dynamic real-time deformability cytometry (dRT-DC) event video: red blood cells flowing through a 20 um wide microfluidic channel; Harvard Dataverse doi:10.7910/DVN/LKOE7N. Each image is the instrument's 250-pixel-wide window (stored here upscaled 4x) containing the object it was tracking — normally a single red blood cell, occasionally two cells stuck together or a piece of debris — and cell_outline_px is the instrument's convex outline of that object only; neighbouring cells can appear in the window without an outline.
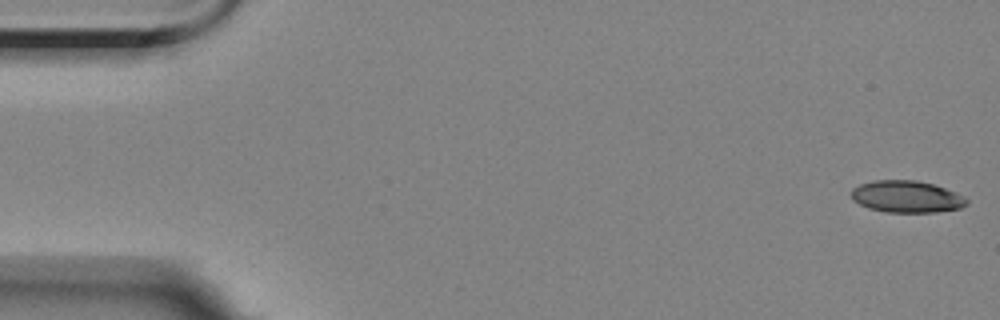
{"species": "Egyptian fruit bat (a non-hibernating species)", "species_latin": "Rousettus aegyptiacus", "temperature_condition": "room temperature", "stored_images_in_passage": 13, "camera_frame_rate_fps": 3000, "um_per_image_px": 0.085, "animal": {"sex": "female"}, "frame": {"image": 1, "passage_image": 1, "time_ms": 0.0, "image_size_px": [1000, 320], "cell_outline_px": [[968, 204], [960, 208], [936, 212], [884, 212], [868, 208], [852, 200], [852, 188], [860, 184], [872, 180], [916, 180], [932, 184], [956, 192], [964, 196], [968, 200]], "centroid_in_image_um": [77.06, 16.71], "position_along_channel_um": 7.9, "area_um2": 21.5}}
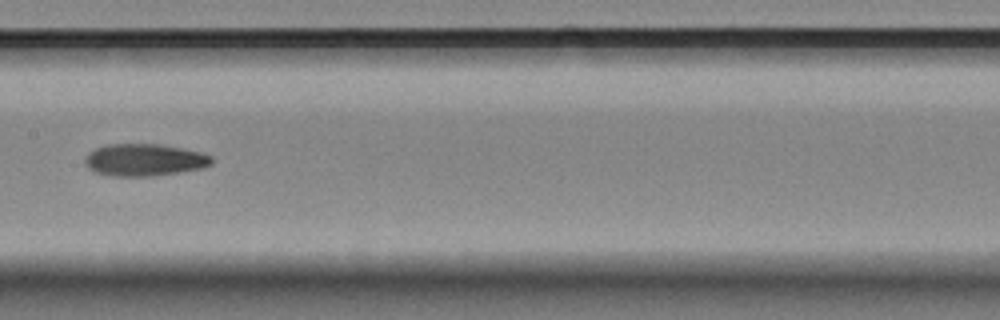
{"frame": {"image": 2, "passage_image": 8, "time_ms": 9.0, "image_size_px": [1000, 320], "cell_outline_px": [[212, 164], [204, 168], [180, 172], [152, 176], [112, 176], [96, 172], [88, 168], [84, 160], [88, 152], [96, 148], [108, 144], [160, 144], [200, 152], [212, 156]], "centroid_in_image_um": [12.28, 13.59], "position_along_channel_um": 195.1, "area_um2": 23.76}}
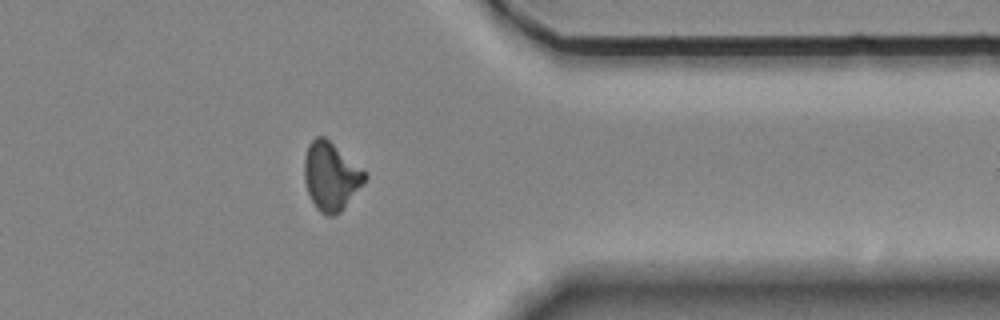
{"frame": {"image": 3, "passage_image": 13, "time_ms": 14.667, "image_size_px": [1000, 320], "cell_outline_px": [[368, 176], [344, 208], [336, 216], [328, 216], [320, 212], [316, 208], [308, 192], [304, 180], [304, 160], [308, 144], [316, 136], [324, 136], [364, 172]], "centroid_in_image_um": [28.09, 15.01], "position_along_channel_um": 383.3, "area_um2": 23.52}}